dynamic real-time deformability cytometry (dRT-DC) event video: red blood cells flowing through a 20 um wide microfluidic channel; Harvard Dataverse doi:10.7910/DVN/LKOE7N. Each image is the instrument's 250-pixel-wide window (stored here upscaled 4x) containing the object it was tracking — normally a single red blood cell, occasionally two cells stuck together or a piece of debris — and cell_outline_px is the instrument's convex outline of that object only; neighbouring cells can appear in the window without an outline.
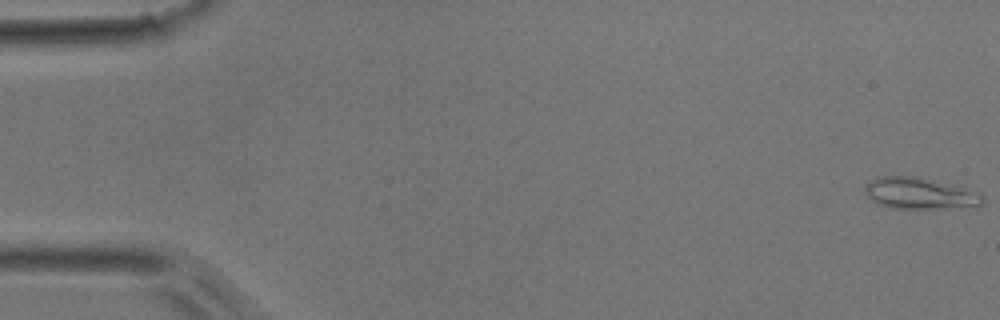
{"species": "common noctule bat (a hibernating species)", "species_latin": "Nyctalus noctula", "temperature_condition": "room temperature", "stored_images_in_passage": 41, "camera_frame_rate_fps": 3000, "um_per_image_px": 0.085, "animal": {"sex": "male", "body_mass_g": 17.9}, "frame": {"image": 1, "passage_image": 1, "time_ms": 0.0, "image_size_px": [1000, 320], "cell_outline_px": [[984, 204], [976, 208], [892, 208], [880, 204], [872, 200], [864, 192], [864, 188], [868, 180], [880, 176], [916, 176], [956, 188], [980, 196], [984, 200]], "centroid_in_image_um": [78.07, 16.46], "position_along_channel_um": 6.9, "area_um2": 20.87}}
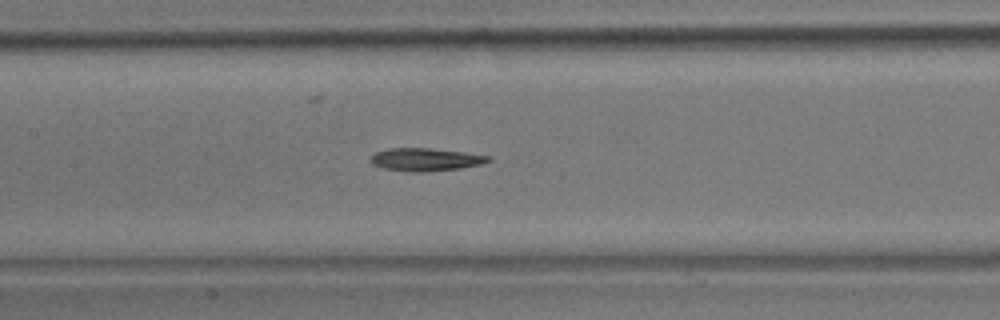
{"frame": {"image": 2, "passage_image": 24, "time_ms": 7.667, "image_size_px": [1000, 320], "cell_outline_px": [[492, 160], [480, 164], [460, 168], [424, 172], [412, 172], [384, 168], [372, 164], [368, 160], [376, 152], [388, 148], [428, 148], [464, 152], [488, 156]], "centroid_in_image_um": [36.13, 13.56], "position_along_channel_um": 171.3, "area_um2": 15.55}}
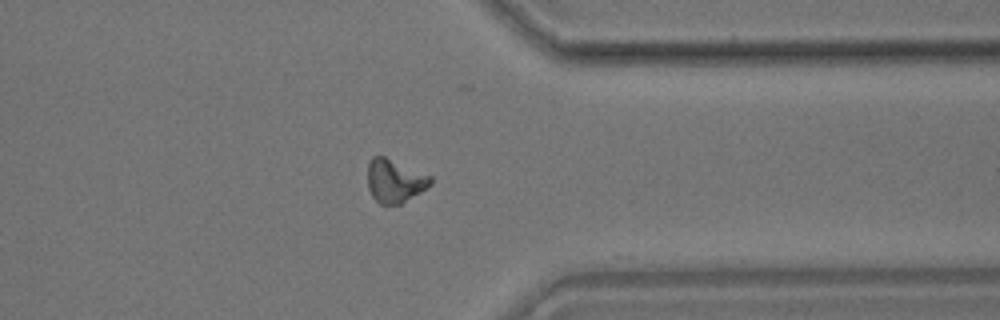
{"frame": {"image": 3, "passage_image": 40, "time_ms": 13.0, "image_size_px": [1000, 320], "cell_outline_px": [[432, 184], [420, 192], [400, 204], [380, 204], [372, 196], [368, 188], [368, 164], [372, 156], [384, 156], [432, 176]], "centroid_in_image_um": [33.55, 15.37], "position_along_channel_um": 377.9, "area_um2": 15.78}, "authors_computed_cell_mechanics": {"area_um2": 15.895, "velocity_mm_per_s": 3.9989, "shape_relaxation_time_tau1_ms": 5.9996, "shape_relaxation_time_tau2_ms": 7.3781, "deformation_change_tau1": 0.1669, "deformation_change_tau2": 0.169}}